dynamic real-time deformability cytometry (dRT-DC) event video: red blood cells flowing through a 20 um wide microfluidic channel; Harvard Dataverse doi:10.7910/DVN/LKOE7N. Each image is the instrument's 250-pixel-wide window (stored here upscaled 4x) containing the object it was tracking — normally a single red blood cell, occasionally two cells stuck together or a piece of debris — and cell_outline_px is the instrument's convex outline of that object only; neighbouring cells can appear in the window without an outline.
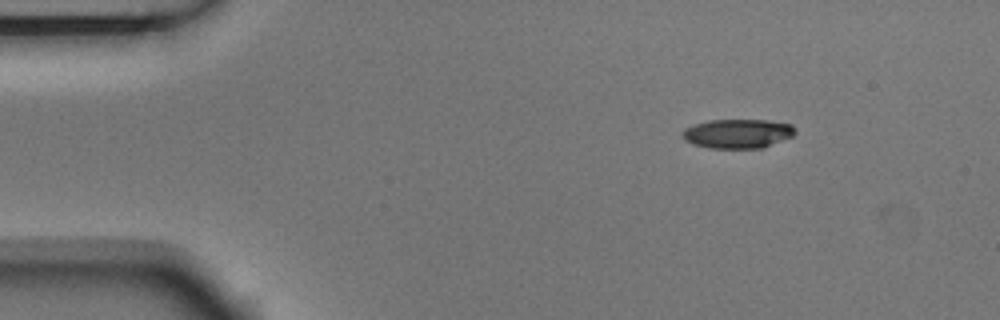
{"species": "Egyptian fruit bat (a non-hibernating species)", "species_latin": "Rousettus aegyptiacus", "temperature_condition": "room temperature", "stored_images_in_passage": 4, "segment_of_instrument_passage": [1, 2], "camera_frame_rate_fps": 3000, "um_per_image_px": 0.085, "animal": {"sex": "male"}, "frame": {"image": 1, "passage_image": 1, "time_ms": 0.0, "image_size_px": [1000, 320], "cell_outline_px": [[796, 132], [792, 136], [764, 148], [708, 148], [692, 144], [684, 140], [680, 136], [680, 132], [684, 128], [692, 124], [708, 120], [768, 120], [792, 124], [796, 128]], "centroid_in_image_um": [62.66, 11.35], "position_along_channel_um": 22.3, "area_um2": 19.59}}
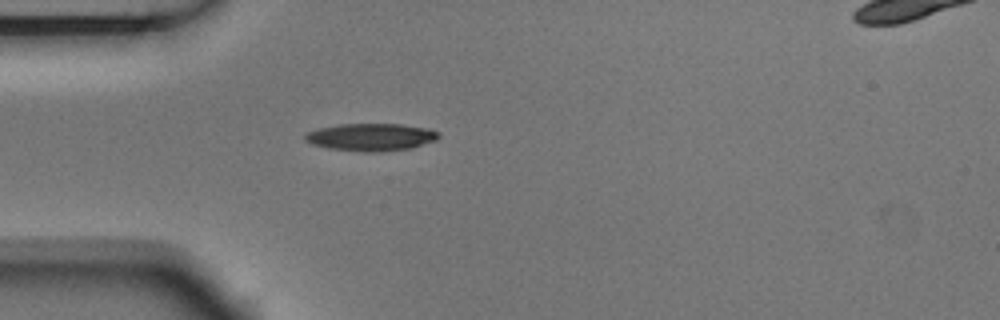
{"frame": {"image": 2, "passage_image": 3, "time_ms": 0.667, "image_size_px": [1000, 320], "cell_outline_px": [[440, 136], [436, 140], [412, 148], [380, 152], [364, 152], [328, 148], [312, 144], [304, 140], [304, 132], [316, 128], [336, 124], [400, 124], [428, 128], [440, 132]], "centroid_in_image_um": [31.51, 11.65], "position_along_channel_um": 53.5, "area_um2": 21.73}}